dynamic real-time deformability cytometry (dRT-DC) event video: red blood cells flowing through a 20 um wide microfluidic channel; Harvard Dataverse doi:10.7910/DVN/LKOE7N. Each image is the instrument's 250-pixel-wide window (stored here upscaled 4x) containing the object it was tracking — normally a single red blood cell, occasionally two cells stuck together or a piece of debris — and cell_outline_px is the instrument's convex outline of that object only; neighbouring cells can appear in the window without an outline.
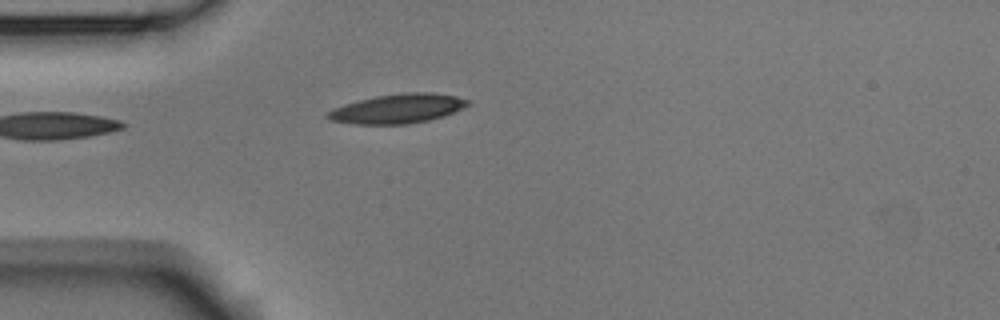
{"species": "Egyptian fruit bat (a non-hibernating species)", "species_latin": "Rousettus aegyptiacus", "temperature_condition": "room temperature", "stored_images_in_passage": 3, "camera_frame_rate_fps": 3000, "um_per_image_px": 0.085, "animal": {"sex": "male"}, "frame": {"image": 1, "passage_image": 3, "time_ms": 0.667, "image_size_px": [1000, 320], "cell_outline_px": [[468, 104], [464, 108], [444, 116], [428, 120], [408, 124], [356, 124], [332, 120], [324, 116], [332, 108], [344, 104], [376, 96], [408, 92], [432, 92], [456, 96], [468, 100]], "centroid_in_image_um": [33.81, 9.23], "position_along_channel_um": 51.2, "area_um2": 23.81}}